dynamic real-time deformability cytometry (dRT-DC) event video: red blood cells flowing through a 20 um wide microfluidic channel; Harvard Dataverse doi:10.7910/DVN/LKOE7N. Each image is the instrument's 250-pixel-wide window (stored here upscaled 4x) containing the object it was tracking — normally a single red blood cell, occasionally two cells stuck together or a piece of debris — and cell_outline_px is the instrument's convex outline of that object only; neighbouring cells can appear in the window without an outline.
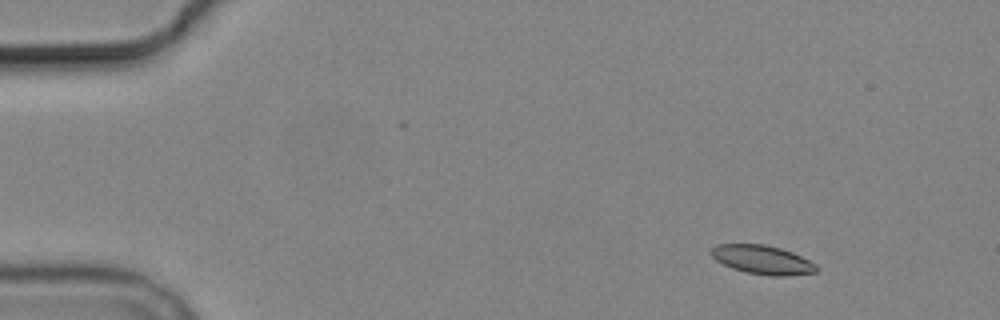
{"species": "common noctule bat (a hibernating species)", "species_latin": "Nyctalus noctula", "temperature_condition": "cold", "stored_images_in_passage": 5, "camera_frame_rate_fps": 3000, "um_per_image_px": 0.085, "animal": {"sex": "male", "body_mass_g": 19.2, "forearm_length_mm": 51.8}, "frame": {"image": 1, "passage_image": 2, "time_ms": 1.333, "image_size_px": [1000, 320], "cell_outline_px": [[816, 272], [788, 276], [772, 276], [748, 272], [732, 268], [716, 260], [712, 256], [712, 248], [716, 244], [764, 244], [780, 248], [792, 252], [816, 264]], "centroid_in_image_um": [64.81, 22.07], "position_along_channel_um": 20.2, "area_um2": 17.46}}
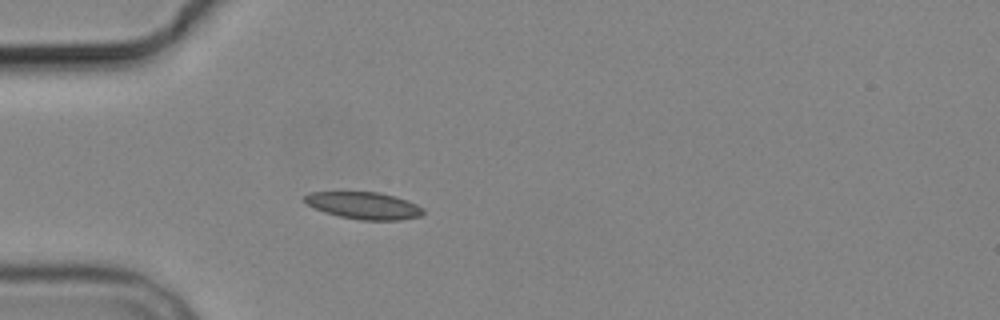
{"frame": {"image": 2, "passage_image": 5, "time_ms": 4.667, "image_size_px": [1000, 320], "cell_outline_px": [[424, 212], [420, 216], [400, 220], [360, 220], [340, 216], [324, 212], [308, 204], [304, 200], [304, 196], [312, 192], [380, 192], [408, 200], [424, 208]], "centroid_in_image_um": [30.97, 17.47], "position_along_channel_um": 54.0, "area_um2": 18.61}}